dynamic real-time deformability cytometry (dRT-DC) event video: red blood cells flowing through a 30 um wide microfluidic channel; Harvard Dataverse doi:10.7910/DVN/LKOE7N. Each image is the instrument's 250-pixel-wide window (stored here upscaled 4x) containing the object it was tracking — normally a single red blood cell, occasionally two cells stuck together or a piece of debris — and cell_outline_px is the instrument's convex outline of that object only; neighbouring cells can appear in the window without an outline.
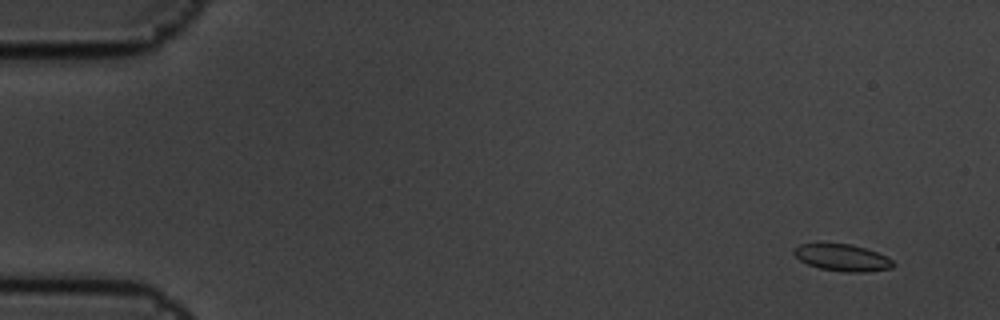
{"species": "common noctule bat (a hibernating species)", "species_latin": "Nyctalus noctula", "temperature_condition": "cold", "stored_images_in_passage": 6, "camera_frame_rate_fps": 3000, "um_per_image_px": 0.085, "animal": {"sex": "male", "body_mass_g": 19.5, "forearm_length_mm": 54.6}, "frame": {"image": 1, "passage_image": 2, "time_ms": 0.333, "image_size_px": [1000, 320], "cell_outline_px": [[896, 264], [892, 268], [860, 272], [848, 272], [820, 268], [808, 264], [800, 260], [792, 252], [792, 248], [800, 244], [852, 244], [876, 252], [892, 260]], "centroid_in_image_um": [71.57, 21.89], "position_along_channel_um": 13.4, "area_um2": 15.26}}
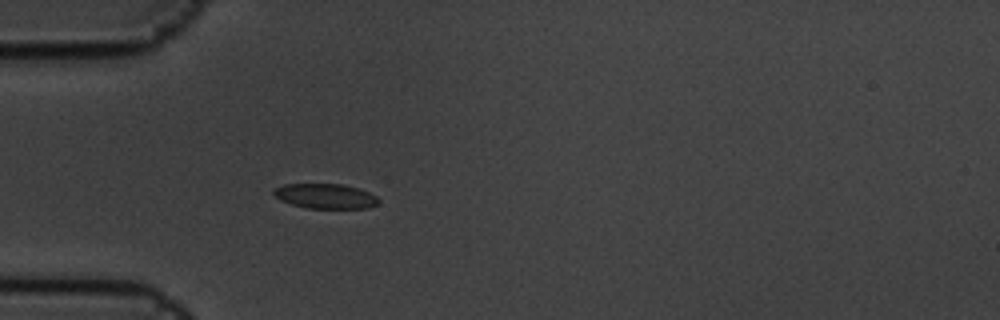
{"frame": {"image": 2, "passage_image": 6, "time_ms": 1.667, "image_size_px": [1000, 320], "cell_outline_px": [[380, 200], [376, 204], [368, 208], [308, 208], [292, 204], [280, 200], [272, 192], [276, 188], [284, 184], [340, 184], [360, 188], [376, 196]], "centroid_in_image_um": [27.67, 16.67], "position_along_channel_um": 57.3, "area_um2": 15.09}}